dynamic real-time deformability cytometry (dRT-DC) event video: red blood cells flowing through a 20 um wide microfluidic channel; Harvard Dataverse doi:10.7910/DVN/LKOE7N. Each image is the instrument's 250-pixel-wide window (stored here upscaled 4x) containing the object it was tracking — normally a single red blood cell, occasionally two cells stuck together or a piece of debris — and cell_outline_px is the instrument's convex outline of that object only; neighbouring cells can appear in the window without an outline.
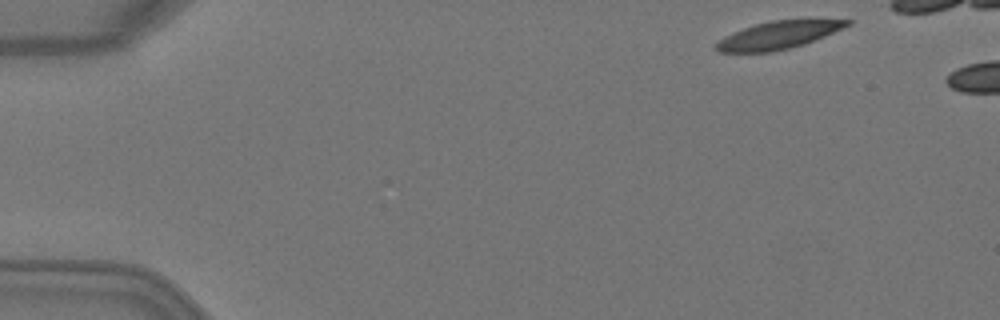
{"species": "Egyptian fruit bat (a non-hibernating species)", "species_latin": "Rousettus aegyptiacus", "temperature_condition": "warm", "stored_images_in_passage": 3, "segment_of_instrument_passage": [2, 2], "camera_frame_rate_fps": 3000, "um_per_image_px": 0.085, "animal": {"sex": "female"}, "frame": {"image": 1, "passage_image": 3, "time_ms": 0.667, "image_size_px": [1000, 320], "cell_outline_px": [[852, 24], [824, 36], [804, 44], [772, 52], [720, 52], [716, 48], [716, 44], [724, 36], [732, 32], [756, 24], [772, 20], [852, 20]], "centroid_in_image_um": [66.14, 2.99], "position_along_channel_um": 18.9, "area_um2": 20.69}}